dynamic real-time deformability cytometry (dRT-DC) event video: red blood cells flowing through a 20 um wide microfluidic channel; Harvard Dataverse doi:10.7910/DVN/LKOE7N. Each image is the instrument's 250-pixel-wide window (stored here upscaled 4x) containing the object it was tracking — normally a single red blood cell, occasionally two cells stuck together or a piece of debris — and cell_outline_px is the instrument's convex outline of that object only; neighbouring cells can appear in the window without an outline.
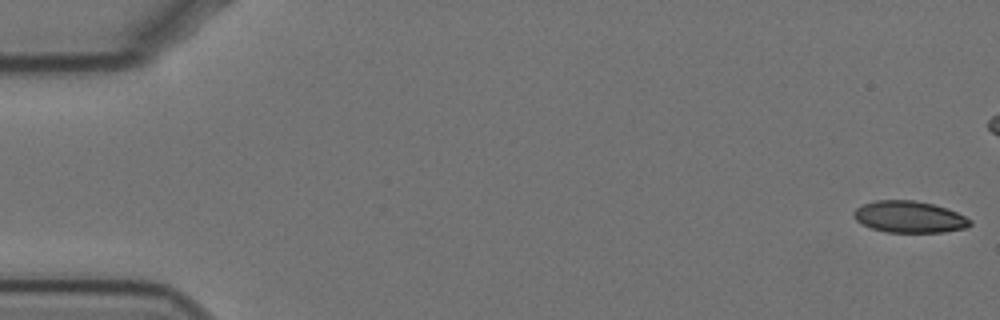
{"species": "Egyptian fruit bat (a non-hibernating species)", "species_latin": "Rousettus aegyptiacus", "temperature_condition": "cold", "stored_images_in_passage": 9, "camera_frame_rate_fps": 3000, "um_per_image_px": 0.085, "animal": {"sex": "female"}, "frame": {"image": 1, "passage_image": 1, "time_ms": 0.0, "image_size_px": [1000, 320], "cell_outline_px": [[972, 224], [968, 228], [944, 232], [888, 232], [872, 228], [860, 224], [852, 216], [852, 212], [856, 208], [864, 204], [876, 200], [912, 200], [932, 204], [948, 208], [972, 220]], "centroid_in_image_um": [77.29, 18.44], "position_along_channel_um": 7.7, "area_um2": 21.56}}